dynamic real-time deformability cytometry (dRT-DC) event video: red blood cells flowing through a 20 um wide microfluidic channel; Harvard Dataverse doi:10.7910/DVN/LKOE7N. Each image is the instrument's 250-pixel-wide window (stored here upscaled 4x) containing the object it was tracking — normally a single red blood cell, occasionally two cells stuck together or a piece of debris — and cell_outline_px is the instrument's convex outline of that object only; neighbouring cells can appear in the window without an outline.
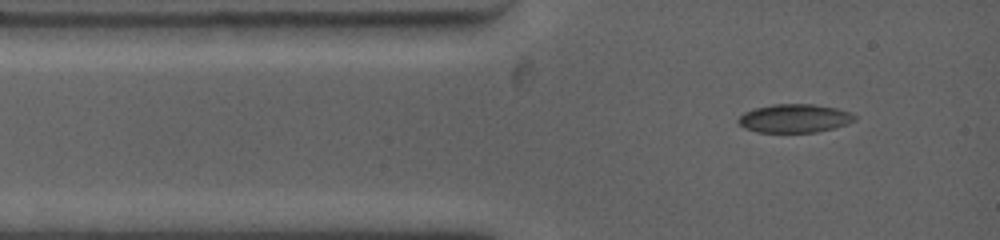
{"species": "common noctule bat (a hibernating species)", "species_latin": "Nyctalus noctula", "temperature_condition": "warm", "stored_images_in_passage": 2, "camera_frame_rate_fps": 4500, "um_per_image_px": 0.085, "animal": {"sex": "female", "body_mass_g": 19.0, "forearm_length_mm": 53.3}, "frame": {"image": 1, "passage_image": 1, "time_ms": 0.0, "image_size_px": [1000, 240], "cell_outline_px": [[856, 120], [848, 124], [836, 128], [816, 132], [756, 132], [744, 128], [736, 120], [744, 112], [756, 108], [772, 104], [812, 104], [836, 108], [852, 112], [856, 116]], "centroid_in_image_um": [67.56, 10.06], "position_along_channel_um": 17.4, "area_um2": 19.48}}